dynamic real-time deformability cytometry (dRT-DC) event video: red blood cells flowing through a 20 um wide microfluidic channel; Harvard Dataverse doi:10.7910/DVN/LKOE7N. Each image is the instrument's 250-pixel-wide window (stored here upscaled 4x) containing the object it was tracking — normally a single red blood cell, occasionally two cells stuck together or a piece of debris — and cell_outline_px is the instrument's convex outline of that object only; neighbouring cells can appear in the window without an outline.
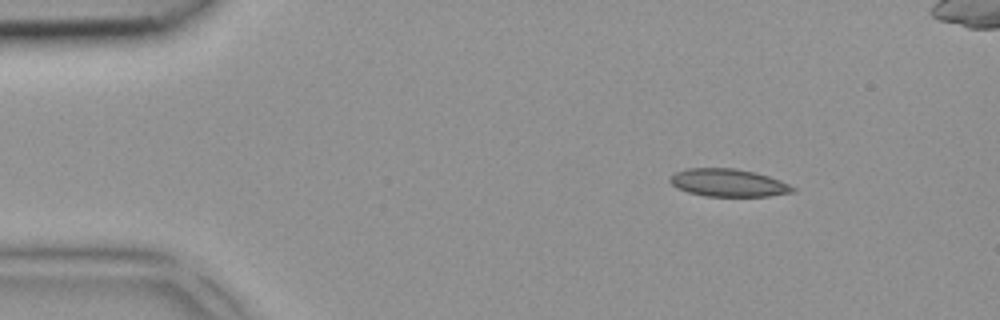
{"species": "common noctule bat (a hibernating species)", "species_latin": "Nyctalus noctula", "temperature_condition": "room temperature", "stored_images_in_passage": 4, "camera_frame_rate_fps": 3000, "um_per_image_px": 0.085, "animal": {"sex": "female", "body_mass_g": 18.4}, "frame": {"image": 1, "passage_image": 1, "time_ms": 0.0, "image_size_px": [1000, 320], "cell_outline_px": [[796, 192], [768, 196], [704, 196], [688, 192], [676, 188], [668, 180], [676, 172], [688, 168], [736, 168], [756, 172], [780, 180], [796, 188]], "centroid_in_image_um": [61.92, 15.54], "position_along_channel_um": 23.1, "area_um2": 19.88}}